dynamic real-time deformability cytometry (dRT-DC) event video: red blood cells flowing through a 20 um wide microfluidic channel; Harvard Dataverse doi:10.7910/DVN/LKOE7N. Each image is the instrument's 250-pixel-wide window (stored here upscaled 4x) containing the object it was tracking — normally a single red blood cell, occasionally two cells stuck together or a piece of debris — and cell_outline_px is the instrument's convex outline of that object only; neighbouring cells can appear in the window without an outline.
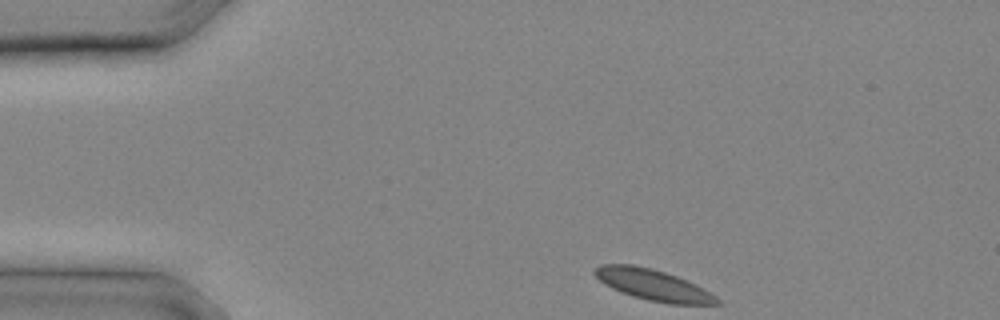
{"species": "common noctule bat (a hibernating species)", "species_latin": "Nyctalus noctula", "temperature_condition": "cold", "stored_images_in_passage": 6, "camera_frame_rate_fps": 3000, "um_per_image_px": 0.085, "animal": {"sex": "male", "body_mass_g": 20.4}, "frame": {"image": 1, "passage_image": 1, "time_ms": 0.0, "image_size_px": [1000, 320], "cell_outline_px": [[724, 304], [668, 304], [648, 300], [632, 296], [612, 288], [604, 284], [592, 272], [600, 264], [632, 264], [652, 268], [676, 276], [696, 284], [704, 288], [716, 296]], "centroid_in_image_um": [55.54, 24.22], "position_along_channel_um": 29.5, "area_um2": 22.14}}
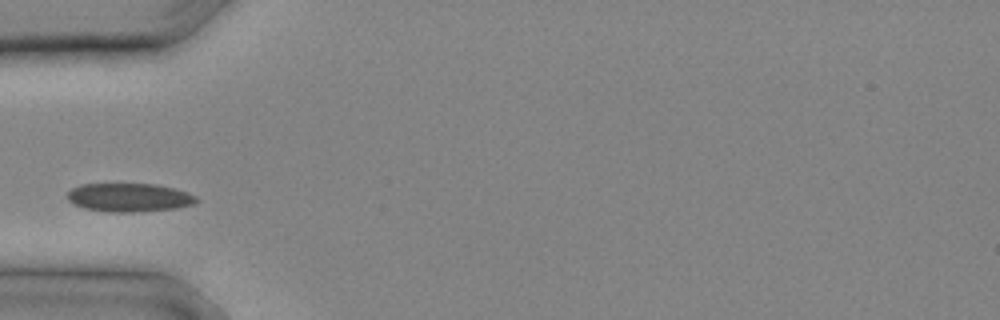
{"frame": {"image": 2, "passage_image": 5, "time_ms": 1.333, "image_size_px": [1000, 320], "cell_outline_px": [[200, 200], [192, 204], [176, 208], [136, 212], [108, 212], [84, 208], [68, 200], [68, 192], [72, 188], [80, 184], [156, 184], [188, 192], [196, 196]], "centroid_in_image_um": [10.99, 16.78], "position_along_channel_um": 74.0, "area_um2": 21.39}}